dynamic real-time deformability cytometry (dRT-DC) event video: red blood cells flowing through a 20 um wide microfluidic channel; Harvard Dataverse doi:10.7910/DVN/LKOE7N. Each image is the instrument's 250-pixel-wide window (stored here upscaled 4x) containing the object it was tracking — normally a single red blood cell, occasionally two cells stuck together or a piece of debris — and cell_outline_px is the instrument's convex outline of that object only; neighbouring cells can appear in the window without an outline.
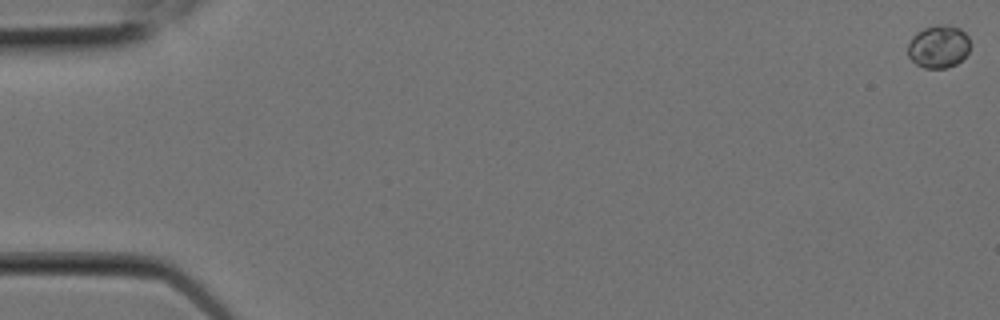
{"species": "Egyptian fruit bat (a non-hibernating species)", "species_latin": "Rousettus aegyptiacus", "temperature_condition": "room temperature", "stored_images_in_passage": 5, "camera_frame_rate_fps": 3000, "um_per_image_px": 0.085, "animal": {"sex": "female"}, "frame": {"image": 1, "passage_image": 1, "time_ms": 0.0, "image_size_px": [1000, 320], "cell_outline_px": [[972, 44], [968, 52], [956, 64], [948, 68], [924, 68], [916, 64], [908, 56], [908, 44], [912, 36], [916, 32], [924, 28], [936, 24], [944, 24], [960, 28], [968, 36]], "centroid_in_image_um": [79.78, 3.95], "position_along_channel_um": 5.2, "area_um2": 15.78}}